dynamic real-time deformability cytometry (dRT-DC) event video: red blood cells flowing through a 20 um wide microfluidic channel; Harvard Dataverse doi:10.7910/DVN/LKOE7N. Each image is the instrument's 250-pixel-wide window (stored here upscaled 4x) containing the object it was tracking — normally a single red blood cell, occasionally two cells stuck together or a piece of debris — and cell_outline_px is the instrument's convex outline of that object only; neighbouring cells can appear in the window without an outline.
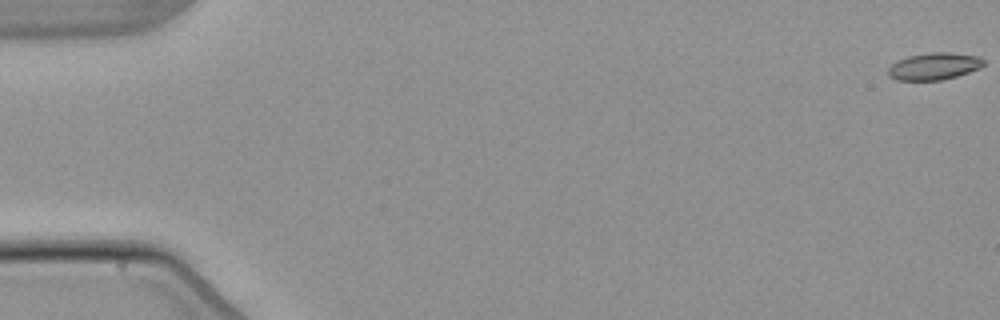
{"species": "common noctule bat (a hibernating species)", "species_latin": "Nyctalus noctula", "temperature_condition": "warm", "stored_images_in_passage": 8, "camera_frame_rate_fps": 3000, "um_per_image_px": 0.085, "animal": {"sex": "male", "body_mass_g": 21.5, "forearm_length_mm": 52.0}, "frame": {"image": 1, "passage_image": 1, "time_ms": 0.0, "image_size_px": [1000, 320], "cell_outline_px": [[984, 64], [980, 68], [956, 76], [940, 80], [896, 80], [888, 76], [888, 68], [896, 60], [908, 56], [932, 52], [952, 52], [980, 56], [984, 60]], "centroid_in_image_um": [79.39, 5.62], "position_along_channel_um": 5.6, "area_um2": 15.14}}
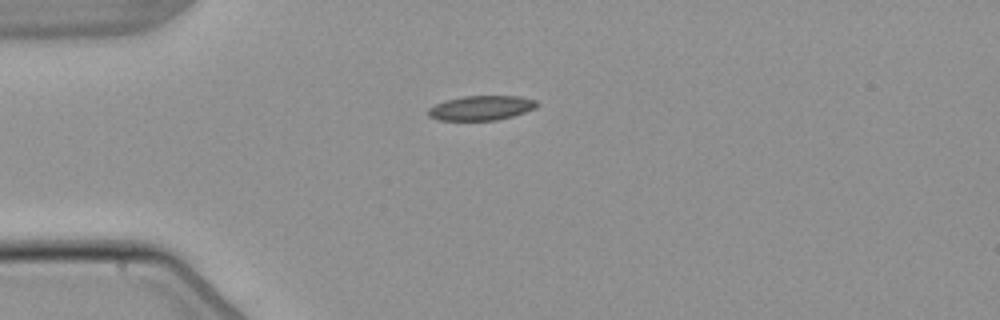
{"frame": {"image": 2, "passage_image": 4, "time_ms": 4.667, "image_size_px": [1000, 320], "cell_outline_px": [[540, 104], [536, 108], [512, 116], [496, 120], [440, 120], [428, 116], [428, 108], [444, 100], [464, 96], [516, 96], [536, 100]], "centroid_in_image_um": [40.9, 9.17], "position_along_channel_um": 44.1, "area_um2": 15.55}}